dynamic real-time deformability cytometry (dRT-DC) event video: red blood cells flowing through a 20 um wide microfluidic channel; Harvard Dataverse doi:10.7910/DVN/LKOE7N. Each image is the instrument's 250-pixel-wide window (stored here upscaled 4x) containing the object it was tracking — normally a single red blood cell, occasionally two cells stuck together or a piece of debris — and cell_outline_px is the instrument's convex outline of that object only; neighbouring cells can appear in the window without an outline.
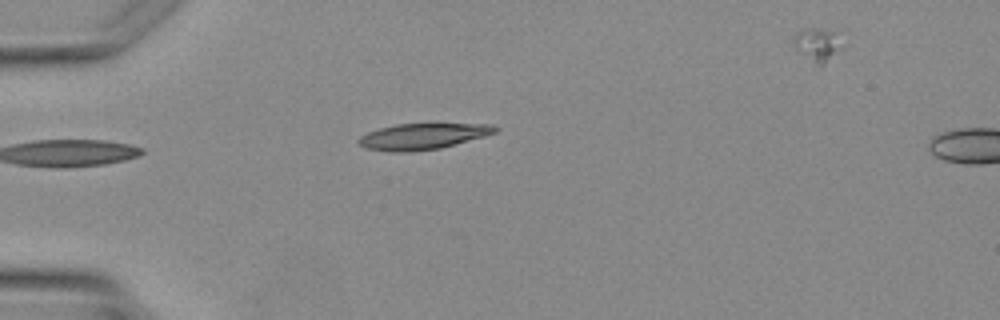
{"species": "Egyptian fruit bat (a non-hibernating species)", "species_latin": "Rousettus aegyptiacus", "temperature_condition": "warm", "stored_images_in_passage": 5, "camera_frame_rate_fps": 3000, "um_per_image_px": 0.085, "animal": {"sex": "female"}, "frame": {"image": 1, "passage_image": 4, "time_ms": 3.667, "image_size_px": [1000, 320], "cell_outline_px": [[496, 132], [484, 136], [440, 148], [404, 152], [392, 152], [368, 148], [360, 144], [356, 140], [360, 136], [368, 132], [380, 128], [396, 124], [492, 124], [496, 128]], "centroid_in_image_um": [35.9, 11.59], "position_along_channel_um": 49.1, "area_um2": 20.29}}